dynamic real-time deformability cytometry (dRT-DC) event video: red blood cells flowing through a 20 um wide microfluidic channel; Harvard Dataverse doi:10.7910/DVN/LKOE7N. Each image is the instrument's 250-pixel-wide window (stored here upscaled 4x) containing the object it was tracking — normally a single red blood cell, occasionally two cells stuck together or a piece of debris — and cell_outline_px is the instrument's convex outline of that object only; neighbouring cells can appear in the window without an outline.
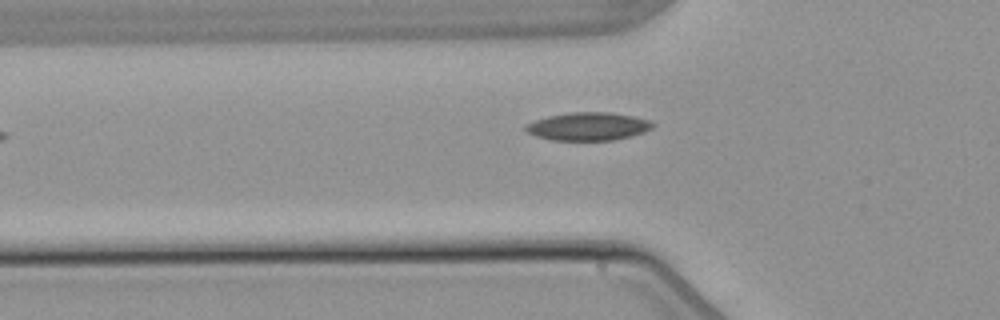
{"species": "common noctule bat (a hibernating species)", "species_latin": "Nyctalus noctula", "temperature_condition": "warm", "stored_images_in_passage": 2, "camera_frame_rate_fps": 3000, "um_per_image_px": 0.085, "animal": {"sex": "male", "body_mass_g": 21.5, "forearm_length_mm": 52.0}, "frame": {"image": 1, "passage_image": 2, "time_ms": 1.333, "image_size_px": [1000, 320], "cell_outline_px": [[656, 124], [652, 128], [644, 132], [612, 140], [552, 140], [536, 136], [528, 132], [524, 128], [524, 124], [548, 116], [568, 112], [608, 112], [632, 116], [652, 120]], "centroid_in_image_um": [49.99, 10.73], "position_along_channel_um": 75.8, "area_um2": 20.75}}